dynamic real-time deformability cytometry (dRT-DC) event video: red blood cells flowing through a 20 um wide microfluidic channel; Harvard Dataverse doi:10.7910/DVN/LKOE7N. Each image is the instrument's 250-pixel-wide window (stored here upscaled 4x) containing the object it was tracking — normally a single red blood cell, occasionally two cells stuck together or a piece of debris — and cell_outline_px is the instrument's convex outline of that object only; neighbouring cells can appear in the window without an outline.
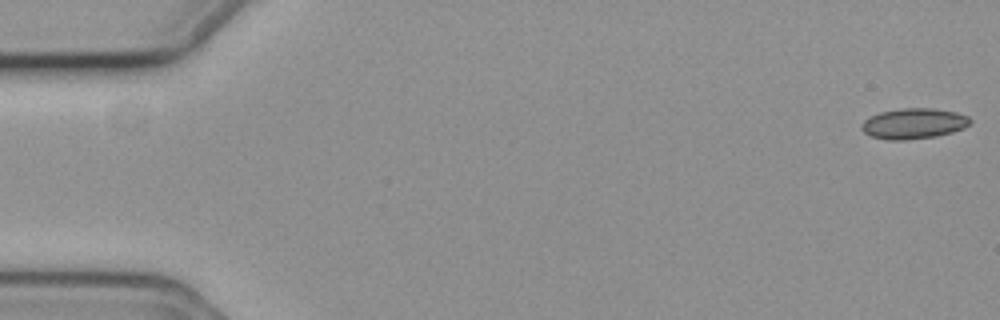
{"species": "common noctule bat (a hibernating species)", "species_latin": "Nyctalus noctula", "temperature_condition": "cold", "stored_images_in_passage": 50, "camera_frame_rate_fps": 3000, "um_per_image_px": 0.085, "animal": {"sex": "female", "body_mass_g": 19.3, "forearm_length_mm": 54.1}, "frame": {"image": 1, "passage_image": 1, "time_ms": 0.0, "image_size_px": [1000, 320], "cell_outline_px": [[972, 120], [964, 128], [952, 132], [936, 136], [908, 140], [888, 140], [872, 136], [864, 132], [860, 128], [860, 124], [864, 120], [880, 112], [900, 108], [932, 108], [956, 112], [968, 116]], "centroid_in_image_um": [77.65, 10.5], "position_along_channel_um": 7.3, "area_um2": 19.36}}
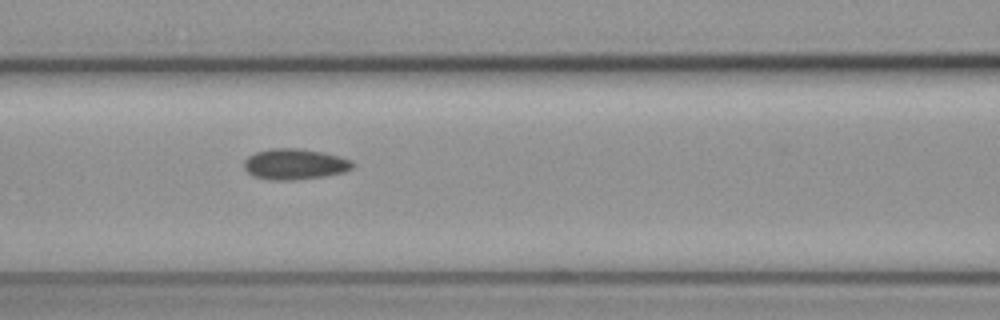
{"frame": {"image": 2, "passage_image": 24, "time_ms": 7.667, "image_size_px": [1000, 320], "cell_outline_px": [[356, 164], [352, 168], [344, 172], [324, 176], [296, 180], [268, 180], [252, 176], [244, 168], [244, 160], [248, 156], [256, 152], [268, 148], [300, 148], [324, 152], [340, 156], [352, 160]], "centroid_in_image_um": [25.06, 13.95], "position_along_channel_um": 141.5, "area_um2": 19.83}}
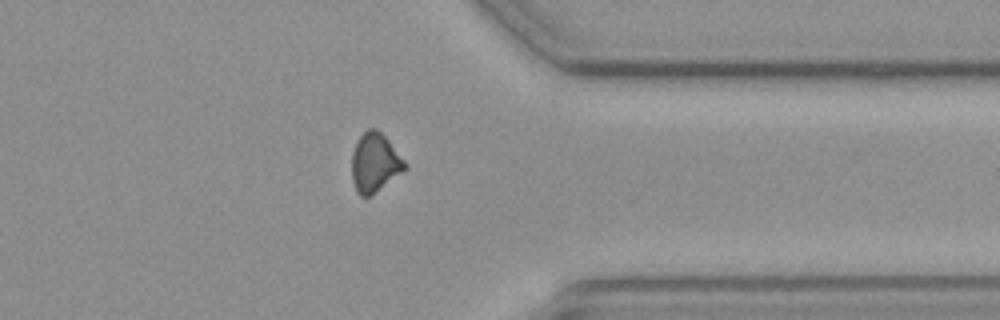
{"frame": {"image": 3, "passage_image": 44, "time_ms": 14.333, "image_size_px": [1000, 320], "cell_outline_px": [[408, 168], [368, 196], [360, 196], [356, 192], [352, 180], [352, 152], [360, 136], [368, 128], [376, 128], [388, 140], [408, 164]], "centroid_in_image_um": [31.86, 13.81], "position_along_channel_um": 379.5, "area_um2": 17.98}}